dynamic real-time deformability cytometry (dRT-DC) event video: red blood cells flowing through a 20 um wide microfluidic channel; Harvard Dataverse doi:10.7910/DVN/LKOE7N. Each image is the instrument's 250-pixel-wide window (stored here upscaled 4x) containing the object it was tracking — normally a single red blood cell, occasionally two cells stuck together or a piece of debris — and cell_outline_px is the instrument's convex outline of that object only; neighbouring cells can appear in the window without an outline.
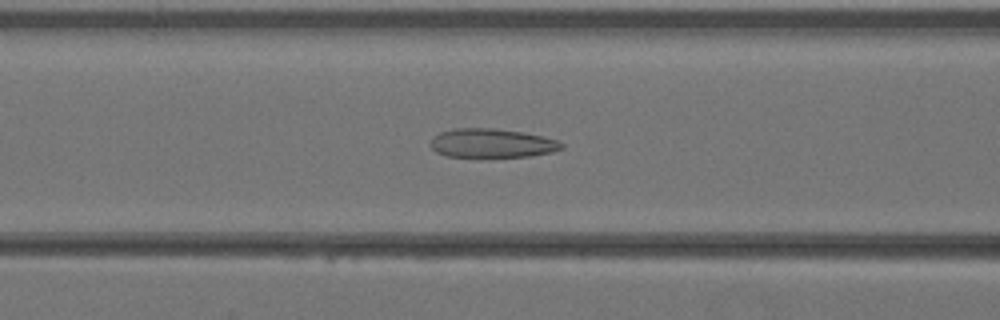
{"species": "Egyptian fruit bat (a non-hibernating species)", "species_latin": "Rousettus aegyptiacus", "temperature_condition": "warm", "stored_images_in_passage": 41, "camera_frame_rate_fps": 3000, "um_per_image_px": 0.085, "animal": {"sex": "female"}, "frame": {"image": 1, "passage_image": 17, "time_ms": 5.333, "image_size_px": [1000, 320], "cell_outline_px": [[564, 148], [552, 152], [532, 156], [448, 156], [436, 152], [428, 144], [432, 136], [440, 132], [452, 128], [496, 128], [544, 136], [556, 140], [564, 144]], "centroid_in_image_um": [41.78, 12.15], "position_along_channel_um": 124.8, "area_um2": 22.14}}
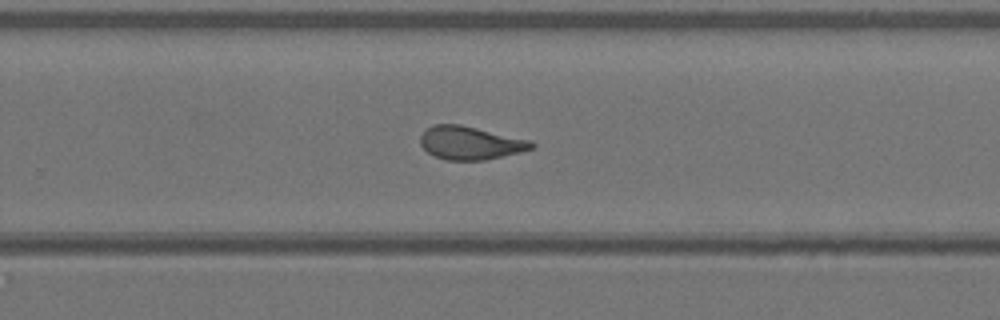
{"frame": {"image": 2, "passage_image": 27, "time_ms": 8.667, "image_size_px": [1000, 320], "cell_outline_px": [[536, 144], [532, 148], [520, 152], [484, 160], [444, 160], [428, 152], [420, 144], [420, 136], [432, 124], [460, 124], [532, 140]], "centroid_in_image_um": [39.98, 12.14], "position_along_channel_um": 289.8, "area_um2": 21.5}}
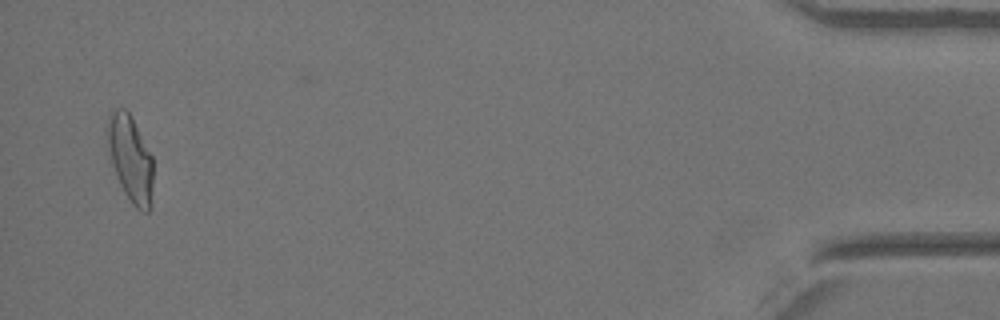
{"frame": {"image": 3, "passage_image": 40, "time_ms": 13.0, "image_size_px": [1000, 320], "cell_outline_px": [[152, 204], [148, 212], [144, 212], [136, 208], [132, 204], [124, 192], [116, 176], [108, 156], [104, 144], [104, 132], [108, 116], [116, 108], [124, 108], [128, 112], [152, 156]], "centroid_in_image_um": [11.01, 13.48], "position_along_channel_um": 424.2, "area_um2": 23.52}}